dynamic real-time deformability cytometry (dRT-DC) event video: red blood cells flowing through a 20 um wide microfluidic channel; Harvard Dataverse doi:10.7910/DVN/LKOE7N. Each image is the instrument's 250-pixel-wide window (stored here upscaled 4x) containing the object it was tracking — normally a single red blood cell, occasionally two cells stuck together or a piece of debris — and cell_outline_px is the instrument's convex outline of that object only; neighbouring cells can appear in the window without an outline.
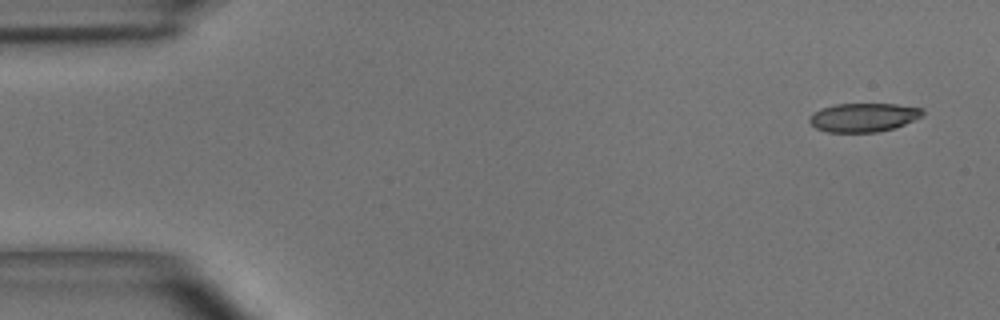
{"species": "common noctule bat (a hibernating species)", "species_latin": "Nyctalus noctula", "temperature_condition": "room temperature", "stored_images_in_passage": 5, "segment_of_instrument_passage": [1, 2], "camera_frame_rate_fps": 3000, "um_per_image_px": 0.085, "animal": {"sex": "male", "body_mass_g": 15.6}, "frame": {"image": 1, "passage_image": 1, "time_ms": 0.0, "image_size_px": [1000, 320], "cell_outline_px": [[924, 116], [896, 128], [876, 132], [828, 132], [816, 128], [808, 120], [808, 116], [812, 112], [820, 108], [832, 104], [896, 104], [924, 108]], "centroid_in_image_um": [73.4, 9.97], "position_along_channel_um": 11.6, "area_um2": 19.31}}